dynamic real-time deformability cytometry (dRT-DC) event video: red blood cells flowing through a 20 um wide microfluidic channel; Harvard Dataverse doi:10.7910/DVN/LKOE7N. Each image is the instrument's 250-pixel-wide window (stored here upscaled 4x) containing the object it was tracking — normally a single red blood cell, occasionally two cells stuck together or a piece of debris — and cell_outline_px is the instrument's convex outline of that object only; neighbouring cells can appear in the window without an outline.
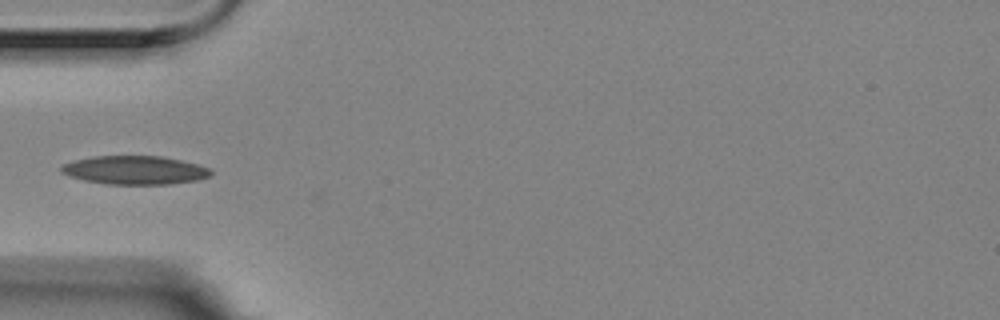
{"species": "Egyptian fruit bat (a non-hibernating species)", "species_latin": "Rousettus aegyptiacus", "temperature_condition": "room temperature", "stored_images_in_passage": 5, "camera_frame_rate_fps": 3000, "um_per_image_px": 0.085, "animal": {"sex": "female"}, "frame": {"image": 1, "passage_image": 5, "time_ms": 1.333, "image_size_px": [1000, 320], "cell_outline_px": [[212, 172], [208, 176], [200, 180], [168, 184], [104, 184], [84, 180], [68, 176], [60, 172], [60, 164], [72, 160], [92, 156], [164, 156], [212, 168]], "centroid_in_image_um": [11.41, 14.46], "position_along_channel_um": 73.6, "area_um2": 25.2}}